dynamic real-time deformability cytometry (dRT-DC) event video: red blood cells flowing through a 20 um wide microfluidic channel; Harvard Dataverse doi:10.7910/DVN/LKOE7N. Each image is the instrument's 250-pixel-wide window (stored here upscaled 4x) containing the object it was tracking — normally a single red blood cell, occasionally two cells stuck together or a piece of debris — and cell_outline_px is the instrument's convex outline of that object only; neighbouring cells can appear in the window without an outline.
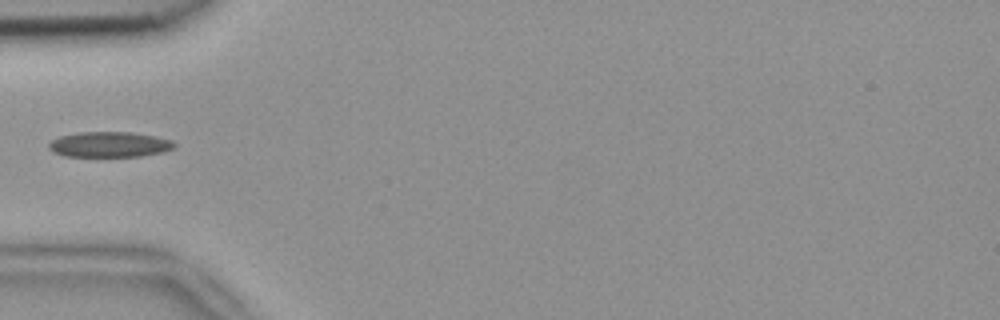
{"species": "common noctule bat (a hibernating species)", "species_latin": "Nyctalus noctula", "temperature_condition": "room temperature", "stored_images_in_passage": 5, "camera_frame_rate_fps": 3000, "um_per_image_px": 0.085, "animal": {"sex": "female", "body_mass_g": 18.4}, "frame": {"image": 1, "passage_image": 5, "time_ms": 1.333, "image_size_px": [1000, 320], "cell_outline_px": [[176, 144], [172, 148], [160, 152], [140, 156], [64, 156], [52, 152], [48, 148], [48, 144], [52, 140], [60, 136], [80, 132], [132, 132], [172, 140]], "centroid_in_image_um": [9.25, 12.28], "position_along_channel_um": 75.8, "area_um2": 18.38}}